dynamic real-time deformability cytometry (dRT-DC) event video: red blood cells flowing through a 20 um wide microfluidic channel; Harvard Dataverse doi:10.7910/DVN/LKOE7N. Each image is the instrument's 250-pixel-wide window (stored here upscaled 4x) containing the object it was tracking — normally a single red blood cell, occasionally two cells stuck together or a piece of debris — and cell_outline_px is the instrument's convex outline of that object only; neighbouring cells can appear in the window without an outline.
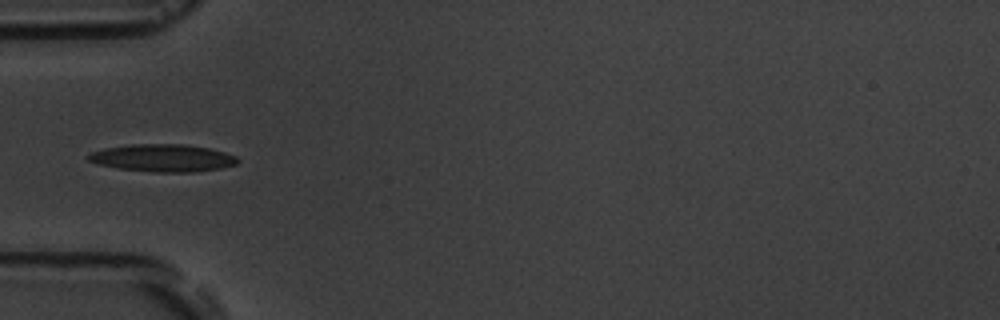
{"species": "common noctule bat (a hibernating species)", "species_latin": "Nyctalus noctula", "temperature_condition": "room temperature", "stored_images_in_passage": 5, "camera_frame_rate_fps": 3000, "um_per_image_px": 0.085, "animal": {"sex": "male", "body_mass_g": 19.5, "forearm_length_mm": 54.6}, "frame": {"image": 1, "passage_image": 5, "time_ms": 5.333, "image_size_px": [1000, 320], "cell_outline_px": [[240, 160], [236, 164], [220, 168], [192, 172], [156, 172], [116, 168], [96, 164], [88, 160], [84, 156], [92, 152], [104, 148], [132, 144], [184, 144], [208, 148], [224, 152], [236, 156]], "centroid_in_image_um": [13.79, 13.42], "position_along_channel_um": 71.2, "area_um2": 23.93}}